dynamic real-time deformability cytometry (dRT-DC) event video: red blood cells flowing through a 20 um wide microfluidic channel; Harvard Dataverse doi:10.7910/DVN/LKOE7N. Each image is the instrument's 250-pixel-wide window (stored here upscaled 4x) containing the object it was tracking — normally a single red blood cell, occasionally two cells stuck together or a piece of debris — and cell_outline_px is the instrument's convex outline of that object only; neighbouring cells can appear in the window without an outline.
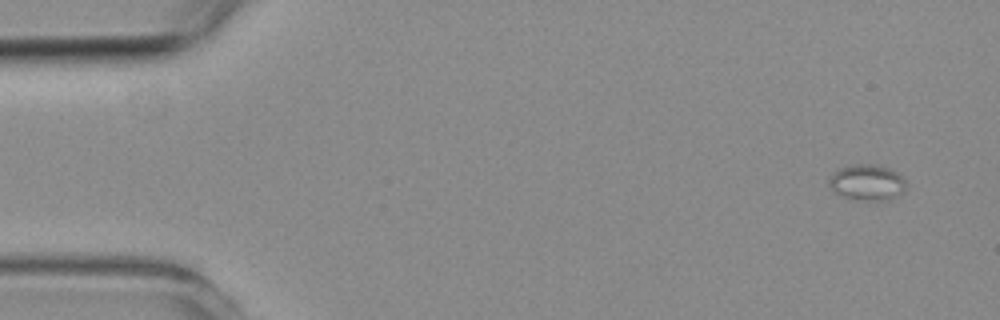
{"species": "common noctule bat (a hibernating species)", "species_latin": "Nyctalus noctula", "temperature_condition": "room temperature", "stored_images_in_passage": 7, "camera_frame_rate_fps": 3000, "um_per_image_px": 0.085, "animal": {"sex": "female", "body_mass_g": 19.3, "forearm_length_mm": 54.1}, "frame": {"image": 1, "passage_image": 1, "time_ms": 0.0, "image_size_px": [1000, 320], "cell_outline_px": [[904, 192], [892, 200], [852, 200], [832, 192], [828, 184], [828, 180], [840, 168], [856, 164], [876, 164], [888, 168], [896, 172], [904, 180]], "centroid_in_image_um": [73.68, 15.54], "position_along_channel_um": 11.3, "area_um2": 16.18}}
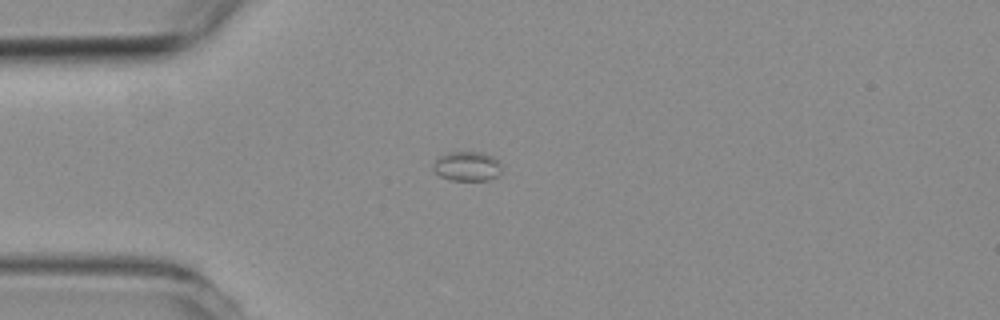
{"frame": {"image": 2, "passage_image": 4, "time_ms": 3.667, "image_size_px": [1000, 320], "cell_outline_px": [[504, 172], [488, 180], [452, 180], [440, 176], [432, 168], [432, 164], [440, 156], [448, 152], [480, 152], [492, 156], [500, 164]], "centroid_in_image_um": [39.71, 14.13], "position_along_channel_um": 45.3, "area_um2": 11.79}}